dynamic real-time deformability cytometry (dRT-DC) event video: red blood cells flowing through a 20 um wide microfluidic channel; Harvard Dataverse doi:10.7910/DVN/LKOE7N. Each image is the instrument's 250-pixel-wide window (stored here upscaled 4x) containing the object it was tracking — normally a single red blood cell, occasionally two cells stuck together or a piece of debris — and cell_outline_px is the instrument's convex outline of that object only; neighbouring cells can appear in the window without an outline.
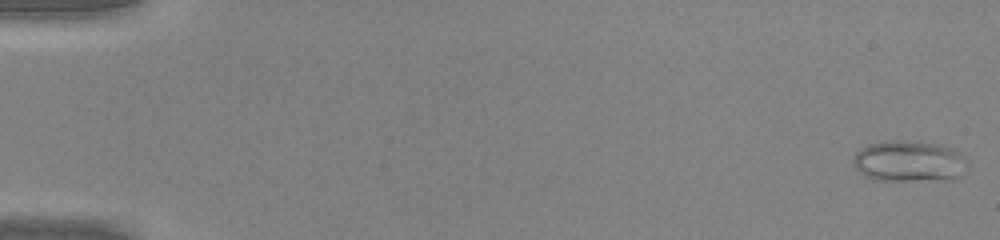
{"species": "common noctule bat (a hibernating species)", "species_latin": "Nyctalus noctula", "temperature_condition": "warm", "stored_images_in_passage": 49, "camera_frame_rate_fps": 3000, "um_per_image_px": 0.085, "animal": {"sex": "male", "body_mass_g": 20.0, "forearm_length_mm": 53.3}, "frame": {"image": 1, "passage_image": 1, "time_ms": 0.0, "image_size_px": [1000, 240], "cell_outline_px": [[968, 160], [960, 176], [952, 180], [872, 180], [860, 172], [852, 164], [852, 156], [860, 148], [868, 144], [884, 140], [920, 140], [940, 144], [960, 152]], "centroid_in_image_um": [77.25, 13.68], "position_along_channel_um": 7.7, "area_um2": 28.03}}
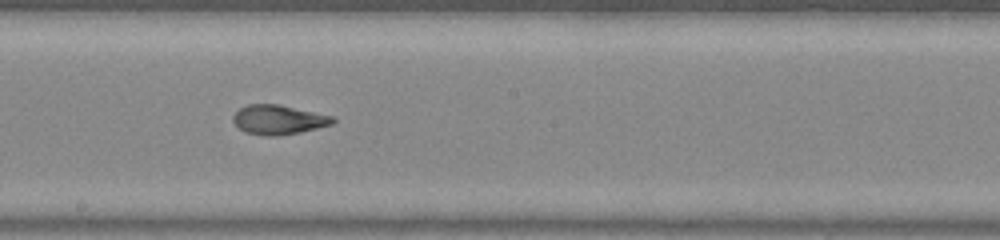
{"frame": {"image": 2, "passage_image": 28, "time_ms": 9.0, "image_size_px": [1000, 240], "cell_outline_px": [[336, 120], [332, 124], [300, 132], [276, 136], [268, 136], [244, 132], [232, 120], [232, 116], [240, 108], [248, 104], [280, 104], [336, 116]], "centroid_in_image_um": [23.7, 10.16], "position_along_channel_um": 224.5, "area_um2": 17.22}}
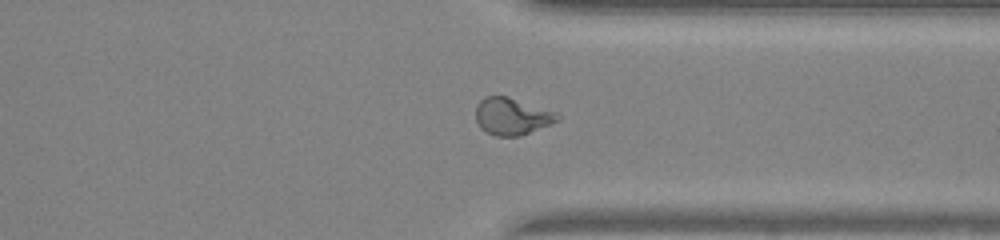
{"frame": {"image": 3, "passage_image": 38, "time_ms": 12.333, "image_size_px": [1000, 240], "cell_outline_px": [[560, 120], [520, 136], [496, 136], [480, 128], [476, 120], [476, 104], [484, 96], [508, 96], [552, 112], [560, 116]], "centroid_in_image_um": [43.46, 9.89], "position_along_channel_um": 367.9, "area_um2": 17.34}, "authors_computed_cell_mechanics": {"area_um2": 18.4382, "velocity_mm_per_s": 4.2985, "shape_relaxation_time_tau1_ms": 9.4952, "shape_relaxation_time_tau2_ms": 1.3259, "deformation_change_tau1": 0.2684, "deformation_change_tau2": 0.0818}}